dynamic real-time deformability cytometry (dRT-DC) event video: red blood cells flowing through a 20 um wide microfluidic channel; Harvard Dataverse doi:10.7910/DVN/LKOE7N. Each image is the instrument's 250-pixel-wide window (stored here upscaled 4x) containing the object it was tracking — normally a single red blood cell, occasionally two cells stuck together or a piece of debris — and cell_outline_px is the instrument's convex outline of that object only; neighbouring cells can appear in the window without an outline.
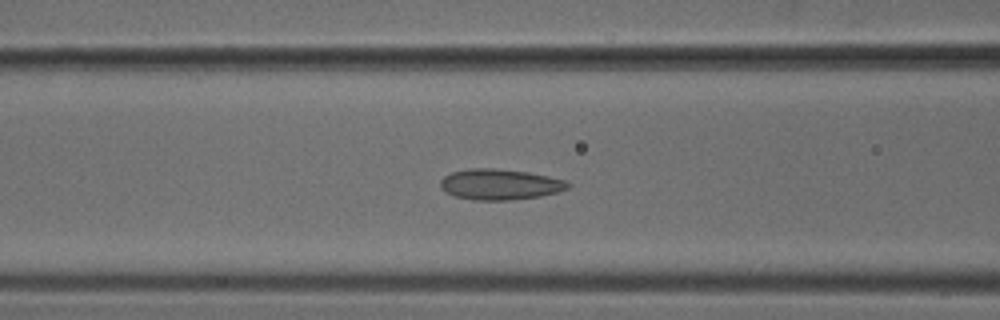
{"species": "common noctule bat (a hibernating species)", "species_latin": "Nyctalus noctula", "temperature_condition": "cold", "stored_images_in_passage": 52, "camera_frame_rate_fps": 3000, "um_per_image_px": 0.085, "animal": {"sex": "male", "body_mass_g": 18.8}, "frame": {"image": 1, "passage_image": 21, "time_ms": 6.667, "image_size_px": [1000, 320], "cell_outline_px": [[572, 184], [568, 188], [556, 192], [540, 196], [512, 200], [472, 200], [456, 196], [444, 192], [440, 188], [440, 180], [444, 176], [452, 172], [468, 168], [492, 168], [528, 172], [568, 180]], "centroid_in_image_um": [42.48, 15.67], "position_along_channel_um": 124.1, "area_um2": 23.0}}
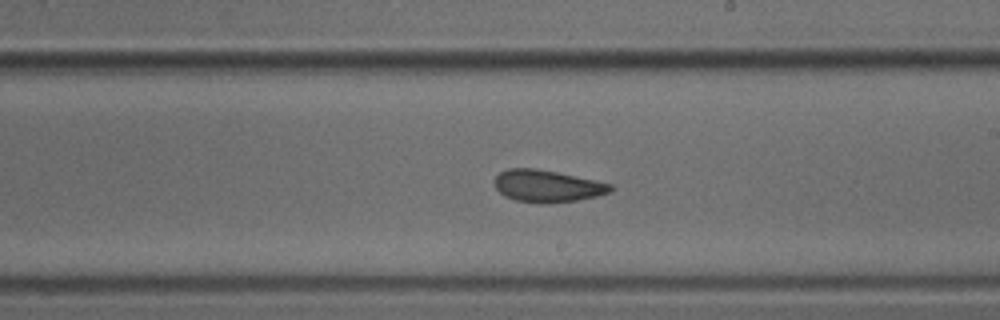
{"frame": {"image": 2, "passage_image": 30, "time_ms": 9.667, "image_size_px": [1000, 320], "cell_outline_px": [[612, 192], [596, 196], [576, 200], [544, 204], [516, 200], [504, 196], [496, 188], [492, 180], [500, 172], [508, 168], [536, 168], [556, 172], [612, 184]], "centroid_in_image_um": [46.47, 15.81], "position_along_channel_um": 242.5, "area_um2": 21.62}}
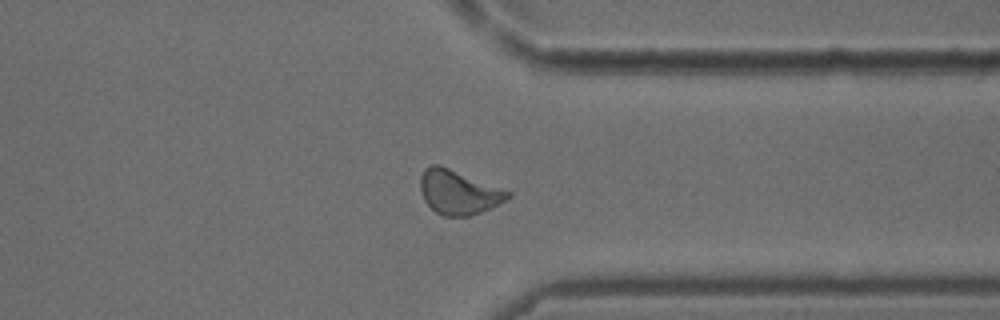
{"frame": {"image": 3, "passage_image": 40, "time_ms": 13.0, "image_size_px": [1000, 320], "cell_outline_px": [[512, 196], [480, 212], [468, 216], [444, 216], [436, 212], [424, 200], [420, 192], [420, 176], [424, 168], [432, 164], [440, 164], [512, 192]], "centroid_in_image_um": [38.93, 16.31], "position_along_channel_um": 372.5, "area_um2": 22.43}}